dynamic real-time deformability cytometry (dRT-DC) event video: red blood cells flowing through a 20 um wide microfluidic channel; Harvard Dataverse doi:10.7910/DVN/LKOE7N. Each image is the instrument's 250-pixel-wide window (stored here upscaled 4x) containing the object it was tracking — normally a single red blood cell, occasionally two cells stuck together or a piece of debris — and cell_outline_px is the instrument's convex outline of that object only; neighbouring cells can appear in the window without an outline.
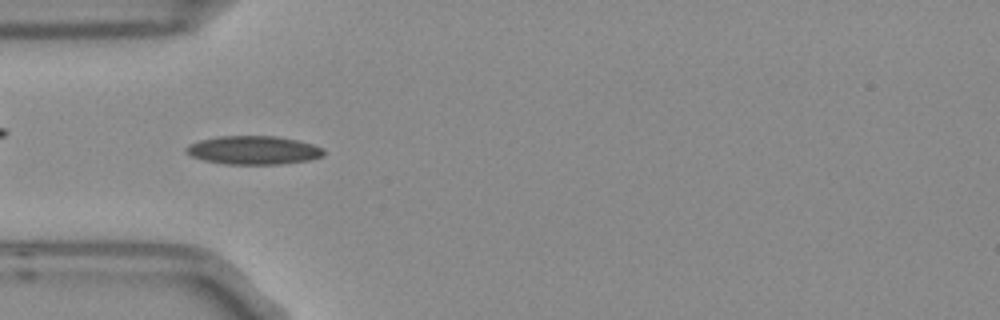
{"species": "Egyptian fruit bat (a non-hibernating species)", "species_latin": "Rousettus aegyptiacus", "temperature_condition": "room temperature", "stored_images_in_passage": 3, "camera_frame_rate_fps": 3000, "um_per_image_px": 0.085, "frame": {"image": 1, "passage_image": 2, "time_ms": 0.333, "image_size_px": [1000, 320], "cell_outline_px": [[324, 156], [308, 160], [280, 164], [228, 164], [204, 160], [192, 156], [184, 148], [188, 144], [200, 140], [220, 136], [276, 136], [296, 140], [312, 144], [324, 148]], "centroid_in_image_um": [21.56, 12.76], "position_along_channel_um": 63.4, "area_um2": 22.72}}
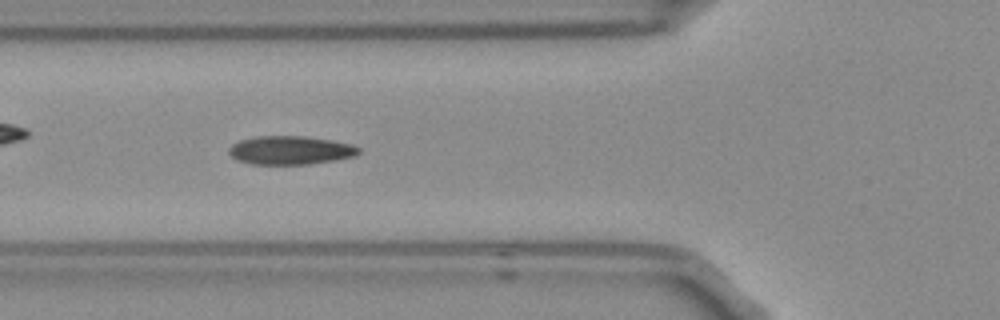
{"frame": {"image": 2, "passage_image": 3, "time_ms": 0.667, "image_size_px": [1000, 320], "cell_outline_px": [[360, 152], [356, 156], [336, 160], [308, 164], [252, 164], [236, 160], [228, 152], [228, 148], [232, 144], [240, 140], [256, 136], [304, 136], [332, 140], [352, 144], [360, 148]], "centroid_in_image_um": [24.69, 12.77], "position_along_channel_um": 101.1, "area_um2": 21.73}}